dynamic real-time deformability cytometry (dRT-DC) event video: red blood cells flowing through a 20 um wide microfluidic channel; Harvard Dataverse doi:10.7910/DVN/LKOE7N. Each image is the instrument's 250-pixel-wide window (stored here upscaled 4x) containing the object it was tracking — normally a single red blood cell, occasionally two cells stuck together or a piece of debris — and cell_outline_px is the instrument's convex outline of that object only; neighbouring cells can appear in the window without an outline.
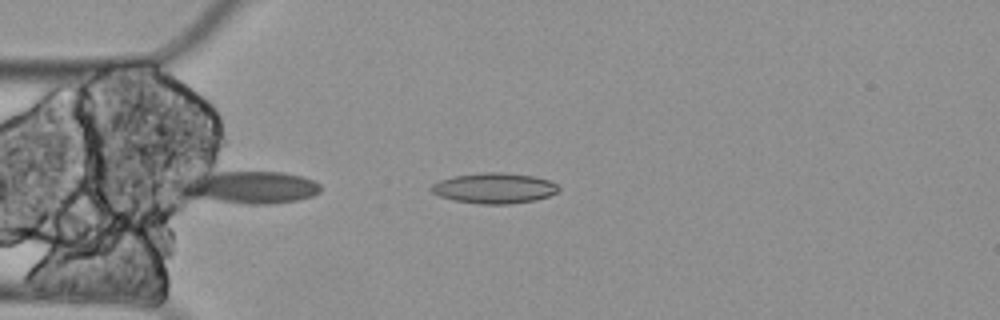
{"species": "Egyptian fruit bat (a non-hibernating species)", "species_latin": "Rousettus aegyptiacus", "temperature_condition": "cold", "stored_images_in_passage": 6, "camera_frame_rate_fps": 3000, "um_per_image_px": 0.085, "animal": {"sex": "female"}, "frame": {"image": 1, "passage_image": 5, "time_ms": 1.333, "image_size_px": [1000, 320], "cell_outline_px": [[560, 188], [556, 192], [548, 196], [536, 200], [508, 204], [480, 204], [452, 200], [440, 196], [432, 192], [428, 188], [432, 184], [440, 180], [452, 176], [484, 172], [504, 172], [532, 176], [548, 180], [556, 184]], "centroid_in_image_um": [41.97, 15.99], "position_along_channel_um": 43.0, "area_um2": 22.66}}